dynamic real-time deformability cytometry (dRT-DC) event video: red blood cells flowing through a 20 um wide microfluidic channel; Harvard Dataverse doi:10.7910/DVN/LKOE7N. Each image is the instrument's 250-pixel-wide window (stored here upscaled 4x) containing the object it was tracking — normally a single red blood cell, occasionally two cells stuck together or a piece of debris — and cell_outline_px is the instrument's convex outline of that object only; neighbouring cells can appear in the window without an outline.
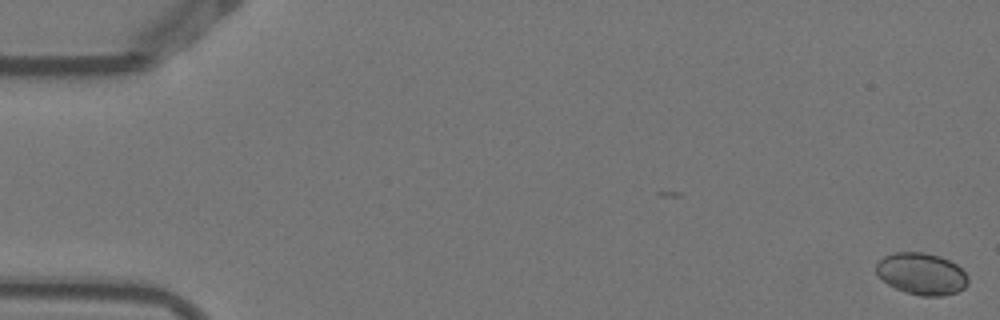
{"species": "Egyptian fruit bat (a non-hibernating species)", "species_latin": "Rousettus aegyptiacus", "temperature_condition": "warm", "stored_images_in_passage": 6, "segment_of_instrument_passage": [1, 2], "camera_frame_rate_fps": 3000, "um_per_image_px": 0.085, "animal": {"sex": "female"}, "frame": {"image": 1, "passage_image": 1, "time_ms": 0.0, "image_size_px": [1000, 320], "cell_outline_px": [[968, 284], [964, 288], [956, 292], [940, 296], [920, 296], [904, 292], [888, 284], [876, 272], [876, 264], [884, 256], [896, 252], [924, 252], [940, 256], [956, 264], [968, 276]], "centroid_in_image_um": [78.34, 23.27], "position_along_channel_um": 6.7, "area_um2": 22.31}}